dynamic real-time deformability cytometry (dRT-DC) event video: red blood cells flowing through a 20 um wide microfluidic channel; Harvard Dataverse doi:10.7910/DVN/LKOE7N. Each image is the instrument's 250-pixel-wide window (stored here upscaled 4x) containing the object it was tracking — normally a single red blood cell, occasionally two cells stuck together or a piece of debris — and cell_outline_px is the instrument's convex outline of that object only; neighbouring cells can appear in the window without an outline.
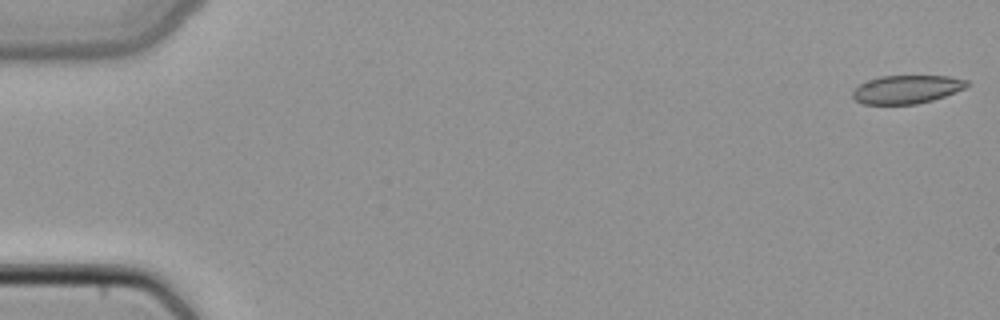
{"species": "common noctule bat (a hibernating species)", "species_latin": "Nyctalus noctula", "temperature_condition": "cold", "stored_images_in_passage": 49, "camera_frame_rate_fps": 3000, "um_per_image_px": 0.085, "animal": {"sex": "female", "body_mass_g": 22.7, "forearm_length_mm": 54.2}, "frame": {"image": 1, "passage_image": 1, "time_ms": 0.0, "image_size_px": [1000, 320], "cell_outline_px": [[968, 84], [964, 88], [944, 96], [932, 100], [916, 104], [864, 104], [856, 100], [852, 96], [852, 92], [860, 84], [868, 80], [880, 76], [948, 76], [968, 80]], "centroid_in_image_um": [77.05, 7.59], "position_along_channel_um": 7.9, "area_um2": 18.67}}
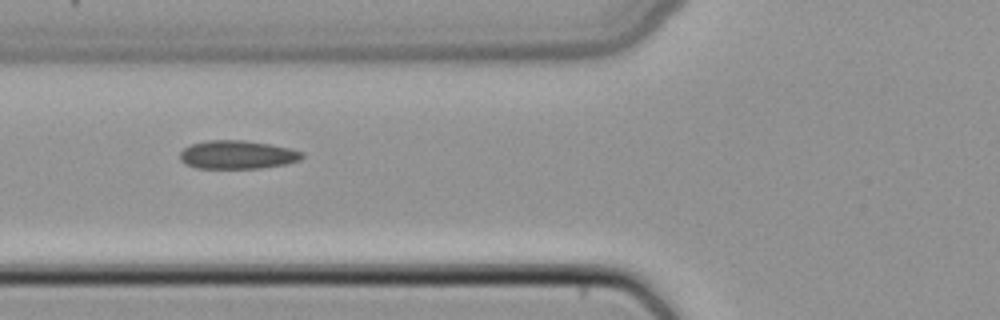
{"frame": {"image": 2, "passage_image": 19, "time_ms": 6.0, "image_size_px": [1000, 320], "cell_outline_px": [[304, 156], [300, 160], [284, 164], [260, 168], [196, 168], [184, 164], [180, 160], [180, 152], [184, 148], [192, 144], [208, 140], [244, 140], [292, 148], [304, 152]], "centroid_in_image_um": [20.18, 13.15], "position_along_channel_um": 105.6, "area_um2": 20.29}}
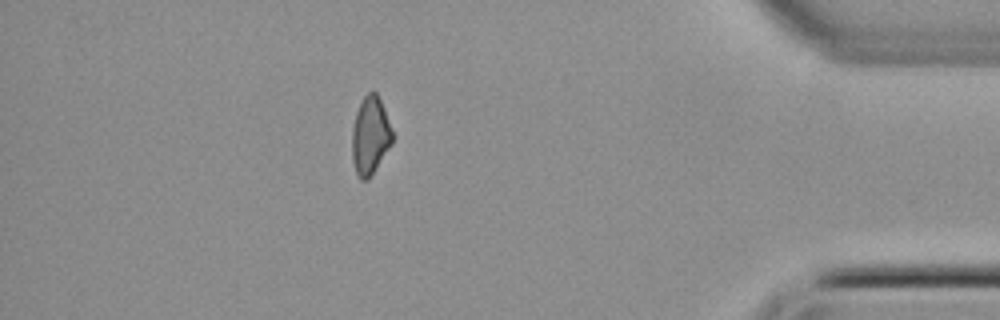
{"frame": {"image": 3, "passage_image": 43, "time_ms": 14.0, "image_size_px": [1000, 320], "cell_outline_px": [[392, 144], [368, 180], [360, 180], [356, 176], [352, 160], [352, 128], [356, 112], [364, 96], [368, 92], [376, 92], [384, 108], [392, 132]], "centroid_in_image_um": [31.45, 11.57], "position_along_channel_um": 403.8, "area_um2": 18.26}}